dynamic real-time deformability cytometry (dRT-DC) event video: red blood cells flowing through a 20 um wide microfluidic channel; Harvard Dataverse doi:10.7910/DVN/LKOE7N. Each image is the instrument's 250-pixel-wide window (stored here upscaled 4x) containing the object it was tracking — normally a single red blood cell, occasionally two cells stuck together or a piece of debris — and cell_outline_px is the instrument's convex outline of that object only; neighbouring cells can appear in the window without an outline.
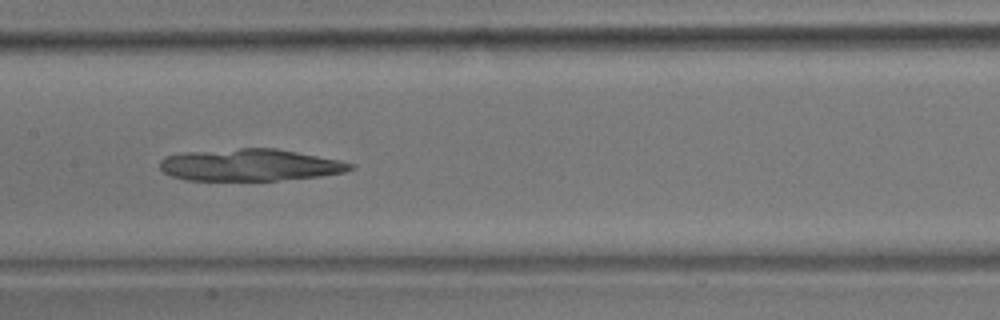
{"species": "common noctule bat (a hibernating species)", "species_latin": "Nyctalus noctula", "temperature_condition": "room temperature", "stored_images_in_passage": 14, "camera_frame_rate_fps": 3000, "um_per_image_px": 0.085, "animal": {"sex": "male", "body_mass_g": 17.9}, "frame": {"image": 1, "passage_image": 7, "time_ms": 7.667, "image_size_px": [1000, 320], "cell_outline_px": [[356, 168], [344, 172], [320, 176], [276, 180], [188, 180], [172, 176], [164, 172], [160, 168], [160, 160], [164, 156], [184, 152], [240, 148], [276, 148], [356, 164]], "centroid_in_image_um": [21.22, 14.02], "position_along_channel_um": 186.2, "area_um2": 35.32}}